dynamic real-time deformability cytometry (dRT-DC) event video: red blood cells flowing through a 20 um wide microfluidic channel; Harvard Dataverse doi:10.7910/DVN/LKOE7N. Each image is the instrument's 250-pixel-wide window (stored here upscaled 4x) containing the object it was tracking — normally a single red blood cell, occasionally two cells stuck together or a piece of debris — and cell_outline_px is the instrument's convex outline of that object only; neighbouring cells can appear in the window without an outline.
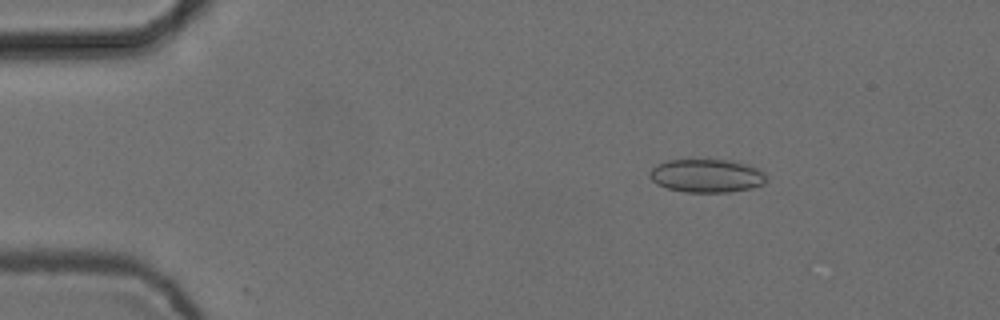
{"species": "common noctule bat (a hibernating species)", "species_latin": "Nyctalus noctula", "temperature_condition": "cold", "stored_images_in_passage": 4, "camera_frame_rate_fps": 3000, "um_per_image_px": 0.085, "animal": {"sex": "female", "body_mass_g": 24.6, "forearm_length_mm": 56.2}, "frame": {"image": 1, "passage_image": 1, "time_ms": 0.0, "image_size_px": [1000, 320], "cell_outline_px": [[768, 180], [764, 184], [752, 188], [728, 192], [684, 192], [668, 188], [656, 184], [648, 176], [648, 172], [652, 168], [668, 160], [732, 160], [756, 168], [764, 172]], "centroid_in_image_um": [60.07, 14.95], "position_along_channel_um": 24.9, "area_um2": 22.66}}